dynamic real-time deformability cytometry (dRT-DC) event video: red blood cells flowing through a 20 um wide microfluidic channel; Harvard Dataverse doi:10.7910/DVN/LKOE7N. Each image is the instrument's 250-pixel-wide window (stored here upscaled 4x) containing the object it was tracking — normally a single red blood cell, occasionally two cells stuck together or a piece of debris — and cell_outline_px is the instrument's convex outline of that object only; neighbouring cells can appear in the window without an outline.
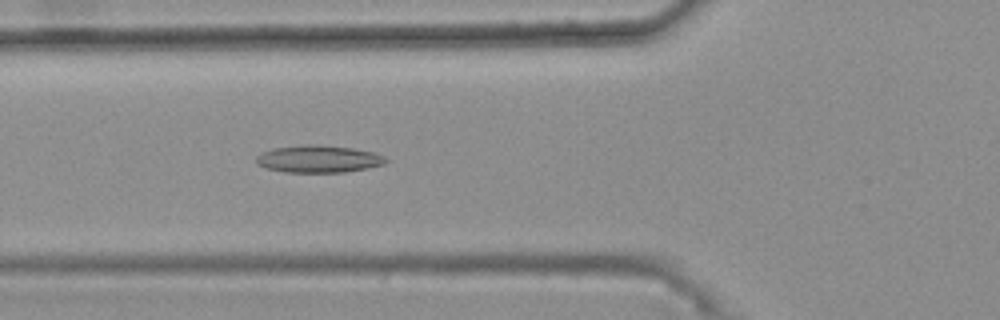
{"species": "common noctule bat (a hibernating species)", "species_latin": "Nyctalus noctula", "temperature_condition": "warm", "stored_images_in_passage": 41, "camera_frame_rate_fps": 3000, "um_per_image_px": 0.085, "animal": {"sex": "female", "body_mass_g": 25.1}, "frame": {"image": 1, "passage_image": 13, "time_ms": 4.0, "image_size_px": [1000, 320], "cell_outline_px": [[388, 160], [384, 164], [368, 168], [344, 172], [284, 172], [264, 168], [256, 164], [256, 156], [260, 152], [272, 148], [300, 144], [316, 144], [352, 148], [372, 152], [384, 156]], "centroid_in_image_um": [27.01, 13.5], "position_along_channel_um": 98.8, "area_um2": 20.87}}
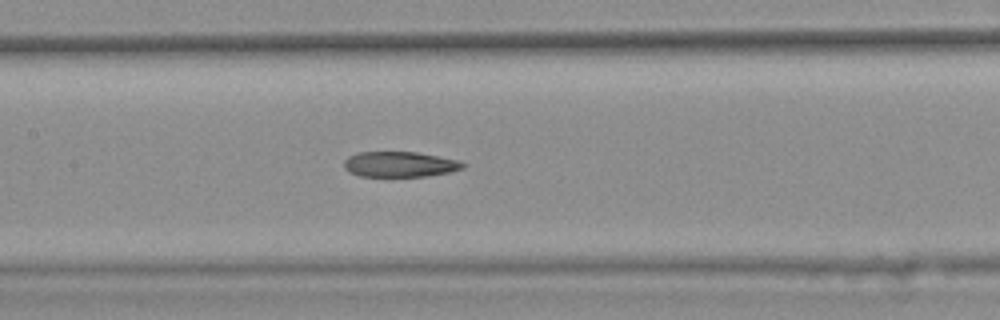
{"frame": {"image": 2, "passage_image": 19, "time_ms": 6.0, "image_size_px": [1000, 320], "cell_outline_px": [[468, 164], [464, 168], [448, 172], [428, 176], [360, 176], [348, 172], [344, 168], [344, 160], [348, 156], [360, 152], [416, 152], [460, 160]], "centroid_in_image_um": [34.0, 13.96], "position_along_channel_um": 173.4, "area_um2": 17.69}}
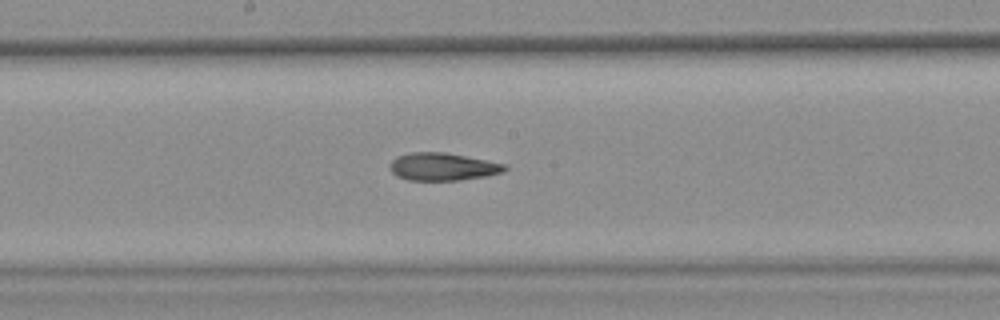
{"frame": {"image": 3, "passage_image": 22, "time_ms": 7.0, "image_size_px": [1000, 320], "cell_outline_px": [[508, 168], [504, 172], [484, 176], [460, 180], [408, 180], [396, 176], [392, 172], [388, 164], [396, 156], [412, 152], [444, 152], [508, 164]], "centroid_in_image_um": [37.62, 14.16], "position_along_channel_um": 210.6, "area_um2": 18.61}, "authors_computed_cell_mechanics": {"area_um2": 18.9584, "velocity_mm_per_s": 3.7307, "shape_relaxation_time_tau1_ms": null, "shape_relaxation_time_tau2_ms": 5.06, "deformation_change_tau1": null, "deformation_change_tau2": 0.1498}}